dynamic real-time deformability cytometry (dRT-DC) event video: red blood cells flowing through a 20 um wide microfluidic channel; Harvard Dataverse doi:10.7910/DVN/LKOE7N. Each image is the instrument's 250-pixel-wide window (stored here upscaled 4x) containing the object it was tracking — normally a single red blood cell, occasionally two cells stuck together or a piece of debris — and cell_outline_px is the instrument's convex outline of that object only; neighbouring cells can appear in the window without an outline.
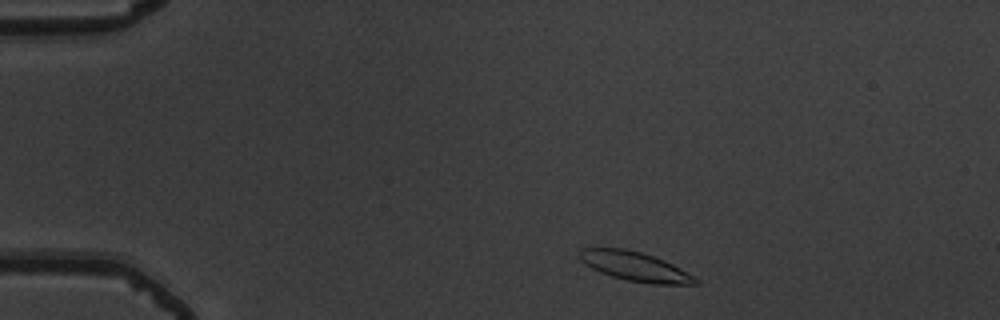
{"species": "common noctule bat (a hibernating species)", "species_latin": "Nyctalus noctula", "temperature_condition": "warm", "stored_images_in_passage": 48, "camera_frame_rate_fps": 3000, "um_per_image_px": 0.085, "animal": {"sex": "male", "body_mass_g": 19.5, "forearm_length_mm": 54.6}, "frame": {"image": 1, "passage_image": 3, "time_ms": 0.667, "image_size_px": [1000, 320], "cell_outline_px": [[700, 284], [652, 284], [628, 280], [612, 276], [600, 272], [584, 264], [580, 260], [580, 248], [624, 248], [640, 252], [664, 260], [696, 276], [700, 280]], "centroid_in_image_um": [54.01, 22.65], "position_along_channel_um": 31.0, "area_um2": 19.71}}
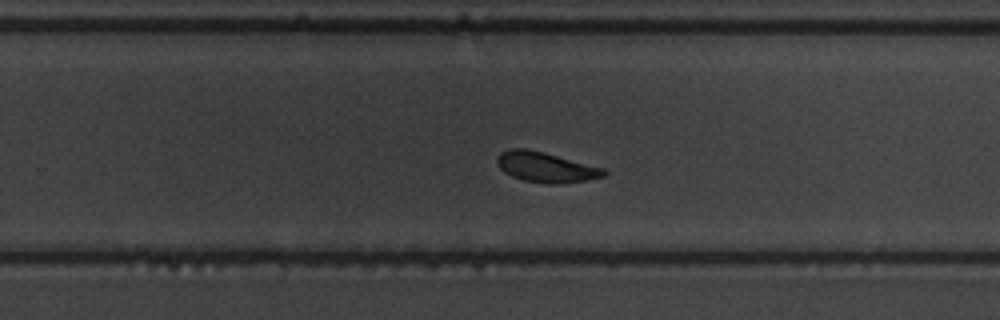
{"frame": {"image": 2, "passage_image": 29, "time_ms": 9.333, "image_size_px": [1000, 320], "cell_outline_px": [[608, 172], [604, 176], [588, 180], [560, 184], [548, 184], [524, 180], [512, 176], [504, 172], [496, 164], [496, 156], [500, 152], [508, 148], [524, 148], [544, 152], [604, 168]], "centroid_in_image_um": [46.37, 14.2], "position_along_channel_um": 283.4, "area_um2": 18.96}}
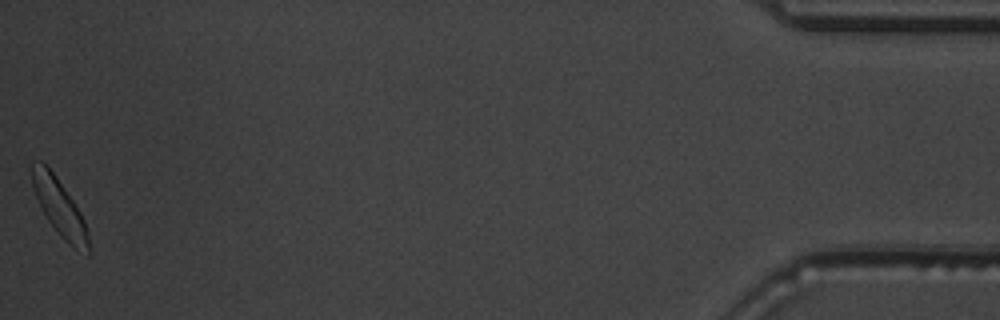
{"frame": {"image": 3, "passage_image": 48, "time_ms": 15.667, "image_size_px": [1000, 320], "cell_outline_px": [[92, 252], [88, 256], [68, 244], [60, 236], [48, 220], [32, 188], [32, 160], [40, 160], [56, 176], [80, 212], [84, 220], [88, 232]], "centroid_in_image_um": [5.09, 17.69], "position_along_channel_um": 430.1, "area_um2": 18.61}, "authors_computed_cell_mechanics": {"area_um2": 19.2474, "velocity_mm_per_s": 3.6885, "shape_relaxation_time_tau1_ms": 2.574, "shape_relaxation_time_tau2_ms": 3.1897, "deformation_change_tau1": 0.1002, "deformation_change_tau2": 0.09}}